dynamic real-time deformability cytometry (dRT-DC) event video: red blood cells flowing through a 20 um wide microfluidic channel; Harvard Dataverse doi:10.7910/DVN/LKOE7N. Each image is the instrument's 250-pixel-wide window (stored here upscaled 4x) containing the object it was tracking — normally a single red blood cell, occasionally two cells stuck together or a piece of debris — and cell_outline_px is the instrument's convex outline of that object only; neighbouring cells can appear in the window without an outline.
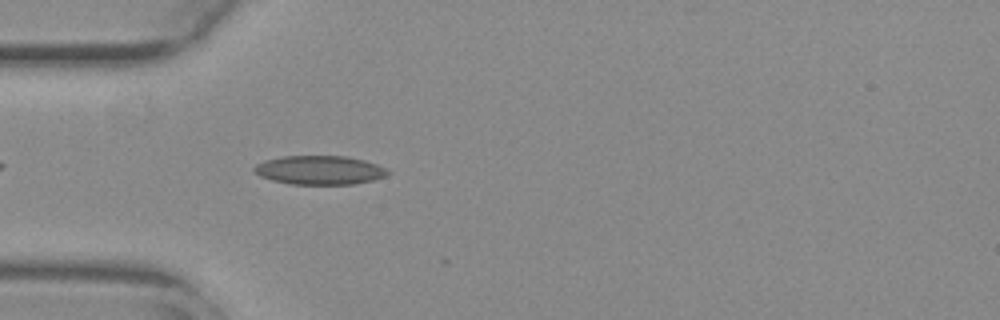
{"species": "common noctule bat (a hibernating species)", "species_latin": "Nyctalus noctula", "temperature_condition": "warm", "stored_images_in_passage": 6, "camera_frame_rate_fps": 3000, "um_per_image_px": 0.085, "animal": {"sex": "female", "body_mass_g": 29.2, "forearm_length_mm": 56.3}, "frame": {"image": 1, "passage_image": 4, "time_ms": 1.0, "image_size_px": [1000, 320], "cell_outline_px": [[388, 172], [384, 176], [372, 180], [352, 184], [288, 184], [272, 180], [260, 176], [252, 168], [256, 164], [264, 160], [284, 156], [344, 156], [364, 160], [376, 164], [384, 168]], "centroid_in_image_um": [27.11, 14.46], "position_along_channel_um": 57.9, "area_um2": 22.25}}